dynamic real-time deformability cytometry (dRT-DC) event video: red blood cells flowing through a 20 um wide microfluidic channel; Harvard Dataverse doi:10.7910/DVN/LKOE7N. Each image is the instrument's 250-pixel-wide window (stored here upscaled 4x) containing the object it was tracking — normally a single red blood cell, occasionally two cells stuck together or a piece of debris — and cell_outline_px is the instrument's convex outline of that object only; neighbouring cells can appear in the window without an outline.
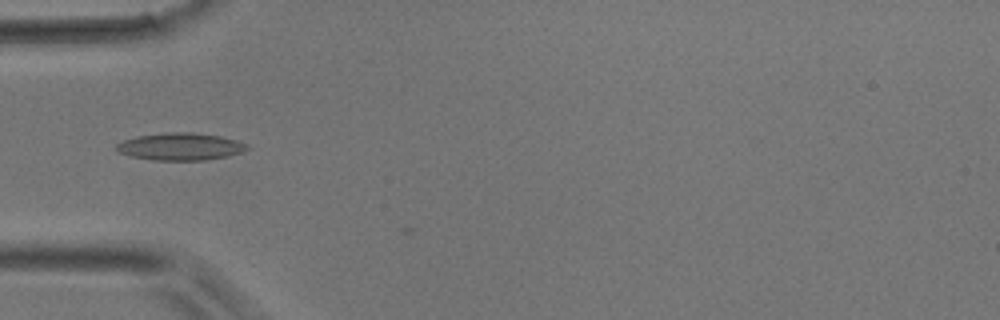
{"species": "common noctule bat (a hibernating species)", "species_latin": "Nyctalus noctula", "temperature_condition": "room temperature", "stored_images_in_passage": 35, "camera_frame_rate_fps": 3000, "um_per_image_px": 0.085, "animal": {"sex": "male", "body_mass_g": 17.9}, "frame": {"image": 1, "passage_image": 2, "time_ms": 0.333, "image_size_px": [1000, 320], "cell_outline_px": [[252, 148], [244, 152], [228, 156], [204, 160], [152, 160], [132, 156], [116, 152], [116, 144], [124, 140], [136, 136], [168, 132], [192, 132], [220, 136], [236, 140], [248, 144]], "centroid_in_image_um": [15.37, 12.46], "position_along_channel_um": 69.6, "area_um2": 20.98}}
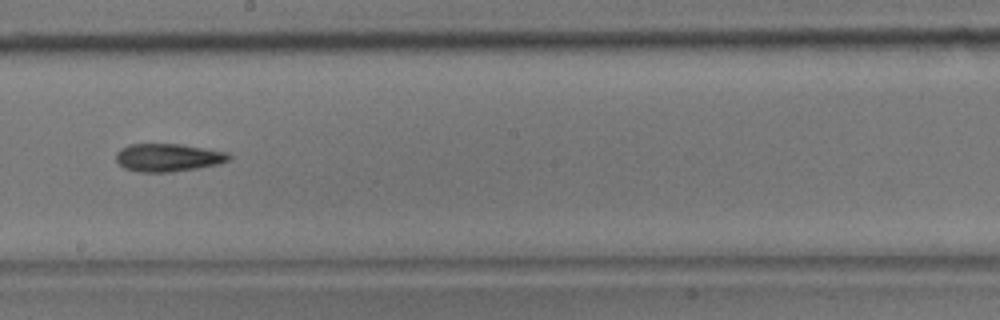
{"frame": {"image": 2, "passage_image": 14, "time_ms": 4.333, "image_size_px": [1000, 320], "cell_outline_px": [[232, 160], [220, 164], [172, 172], [140, 172], [124, 168], [116, 160], [116, 152], [120, 148], [128, 144], [180, 144], [228, 152], [232, 156]], "centroid_in_image_um": [14.31, 13.39], "position_along_channel_um": 233.9, "area_um2": 18.55}}
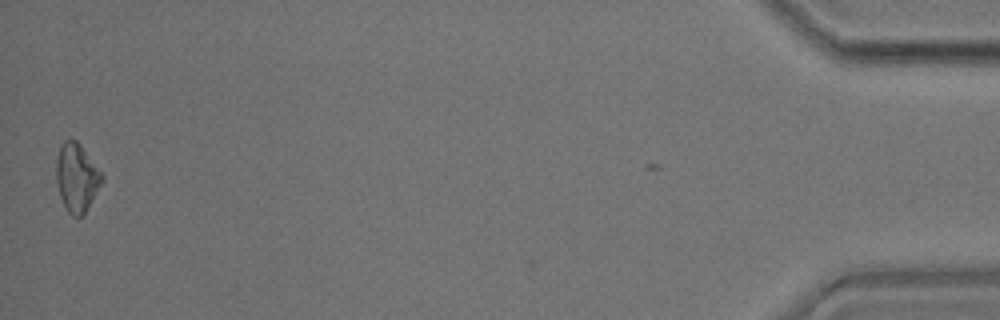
{"frame": {"image": 3, "passage_image": 35, "time_ms": 11.333, "image_size_px": [1000, 320], "cell_outline_px": [[104, 180], [84, 216], [72, 216], [68, 212], [60, 196], [56, 180], [56, 160], [60, 144], [64, 140], [76, 140], [80, 144], [104, 176]], "centroid_in_image_um": [6.53, 15.1], "position_along_channel_um": 428.7, "area_um2": 18.26}}